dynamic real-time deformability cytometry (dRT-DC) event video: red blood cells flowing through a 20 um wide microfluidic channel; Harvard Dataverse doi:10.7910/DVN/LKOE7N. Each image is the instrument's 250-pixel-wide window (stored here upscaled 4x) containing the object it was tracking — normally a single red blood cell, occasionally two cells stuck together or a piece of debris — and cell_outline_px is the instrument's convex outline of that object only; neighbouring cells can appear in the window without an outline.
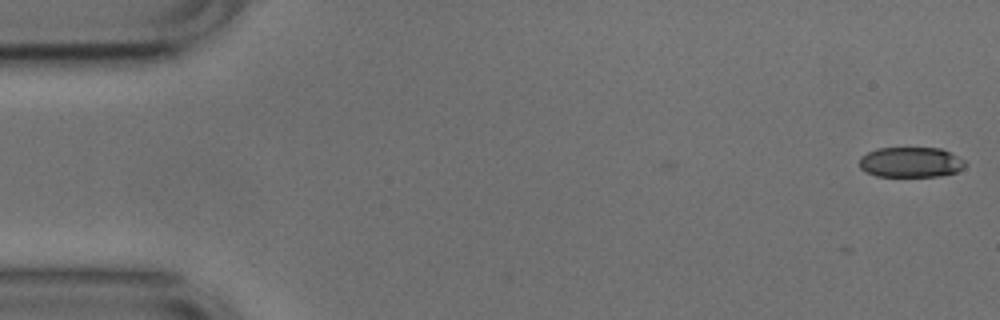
{"species": "common noctule bat (a hibernating species)", "species_latin": "Nyctalus noctula", "temperature_condition": "cold", "stored_images_in_passage": 5, "camera_frame_rate_fps": 3000, "um_per_image_px": 0.085, "animal": {"sex": "male", "body_mass_g": 17.9, "forearm_length_mm": 54.2}, "frame": {"image": 1, "passage_image": 5, "time_ms": 1.333, "image_size_px": [1000, 320], "cell_outline_px": [[968, 164], [964, 168], [956, 172], [940, 176], [876, 176], [864, 172], [860, 168], [860, 156], [876, 148], [940, 148], [964, 160]], "centroid_in_image_um": [77.4, 13.79], "position_along_channel_um": 7.6, "area_um2": 18.73}}